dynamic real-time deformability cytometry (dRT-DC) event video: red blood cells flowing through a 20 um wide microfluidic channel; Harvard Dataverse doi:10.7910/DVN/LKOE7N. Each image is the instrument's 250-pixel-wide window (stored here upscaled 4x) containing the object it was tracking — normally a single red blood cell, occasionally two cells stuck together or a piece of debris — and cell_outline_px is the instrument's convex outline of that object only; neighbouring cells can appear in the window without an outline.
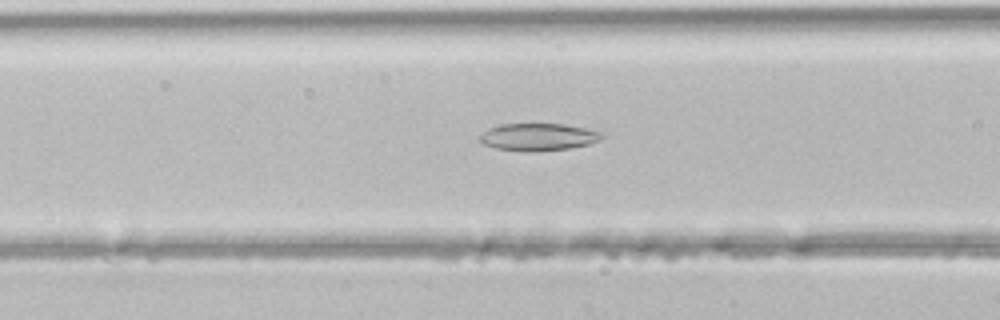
{"species": "common noctule bat (a hibernating species)", "species_latin": "Nyctalus noctula", "temperature_condition": "room temperature", "stored_images_in_passage": 44, "camera_frame_rate_fps": 3000, "um_per_image_px": 0.085, "animal": {"sex": "male", "body_mass_g": 21.5, "forearm_length_mm": 52.0}, "frame": {"image": 1, "passage_image": 15, "time_ms": 4.667, "image_size_px": [1000, 320], "cell_outline_px": [[604, 136], [600, 140], [588, 144], [572, 148], [536, 152], [528, 152], [496, 148], [484, 144], [480, 140], [480, 136], [488, 128], [500, 124], [564, 124], [584, 128], [600, 132]], "centroid_in_image_um": [45.75, 11.65], "position_along_channel_um": 120.8, "area_um2": 19.42}}
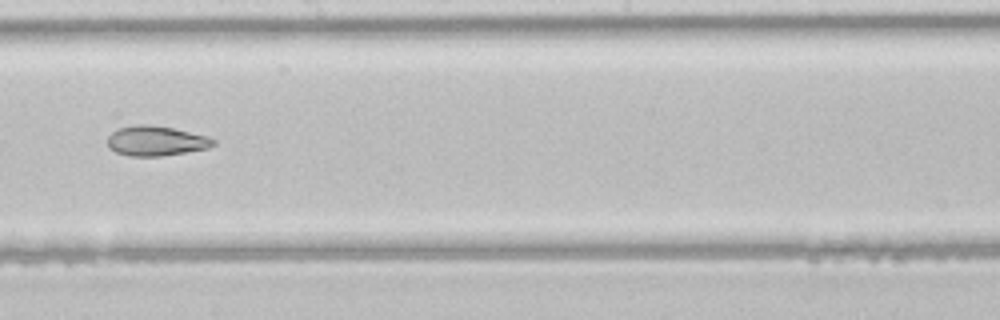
{"frame": {"image": 2, "passage_image": 23, "time_ms": 7.333, "image_size_px": [1000, 320], "cell_outline_px": [[216, 144], [208, 148], [160, 156], [132, 156], [116, 152], [108, 148], [108, 136], [116, 128], [136, 124], [144, 124], [172, 128], [208, 136], [216, 140]], "centroid_in_image_um": [13.24, 11.97], "position_along_channel_um": 235.0, "area_um2": 18.38}}
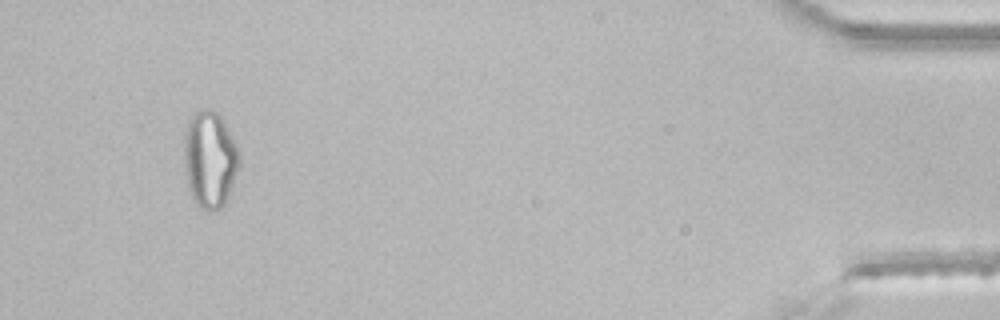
{"frame": {"image": 3, "passage_image": 41, "time_ms": 13.333, "image_size_px": [1000, 320], "cell_outline_px": [[240, 164], [228, 196], [224, 204], [216, 212], [208, 212], [200, 208], [192, 196], [188, 188], [184, 168], [184, 136], [188, 116], [196, 108], [212, 108], [220, 116], [240, 148]], "centroid_in_image_um": [17.82, 13.5], "position_along_channel_um": 417.4, "area_um2": 32.02}}